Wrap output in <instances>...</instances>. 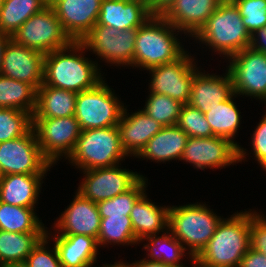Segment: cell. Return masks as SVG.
<instances>
[{
    "label": "cell",
    "mask_w": 266,
    "mask_h": 267,
    "mask_svg": "<svg viewBox=\"0 0 266 267\" xmlns=\"http://www.w3.org/2000/svg\"><path fill=\"white\" fill-rule=\"evenodd\" d=\"M87 52L80 41H73L65 48L45 54L43 83L75 93L94 88L106 75L99 61L85 56Z\"/></svg>",
    "instance_id": "1"
},
{
    "label": "cell",
    "mask_w": 266,
    "mask_h": 267,
    "mask_svg": "<svg viewBox=\"0 0 266 267\" xmlns=\"http://www.w3.org/2000/svg\"><path fill=\"white\" fill-rule=\"evenodd\" d=\"M249 249L250 209H244L223 217L194 263L200 267H239Z\"/></svg>",
    "instance_id": "2"
},
{
    "label": "cell",
    "mask_w": 266,
    "mask_h": 267,
    "mask_svg": "<svg viewBox=\"0 0 266 267\" xmlns=\"http://www.w3.org/2000/svg\"><path fill=\"white\" fill-rule=\"evenodd\" d=\"M182 34L162 15H153L137 30L133 69L148 70L179 59L187 51Z\"/></svg>",
    "instance_id": "3"
},
{
    "label": "cell",
    "mask_w": 266,
    "mask_h": 267,
    "mask_svg": "<svg viewBox=\"0 0 266 267\" xmlns=\"http://www.w3.org/2000/svg\"><path fill=\"white\" fill-rule=\"evenodd\" d=\"M195 44H202L219 57L228 59L249 47L251 35L243 24L239 9L232 0H223L193 37Z\"/></svg>",
    "instance_id": "4"
},
{
    "label": "cell",
    "mask_w": 266,
    "mask_h": 267,
    "mask_svg": "<svg viewBox=\"0 0 266 267\" xmlns=\"http://www.w3.org/2000/svg\"><path fill=\"white\" fill-rule=\"evenodd\" d=\"M205 202L170 205L168 230L195 259L206 247L223 219Z\"/></svg>",
    "instance_id": "5"
},
{
    "label": "cell",
    "mask_w": 266,
    "mask_h": 267,
    "mask_svg": "<svg viewBox=\"0 0 266 267\" xmlns=\"http://www.w3.org/2000/svg\"><path fill=\"white\" fill-rule=\"evenodd\" d=\"M129 157L122 148L118 126L82 130L68 163L80 171L111 167Z\"/></svg>",
    "instance_id": "6"
},
{
    "label": "cell",
    "mask_w": 266,
    "mask_h": 267,
    "mask_svg": "<svg viewBox=\"0 0 266 267\" xmlns=\"http://www.w3.org/2000/svg\"><path fill=\"white\" fill-rule=\"evenodd\" d=\"M115 94L105 78L94 88L77 93L74 116L81 130L118 125L126 103Z\"/></svg>",
    "instance_id": "7"
},
{
    "label": "cell",
    "mask_w": 266,
    "mask_h": 267,
    "mask_svg": "<svg viewBox=\"0 0 266 267\" xmlns=\"http://www.w3.org/2000/svg\"><path fill=\"white\" fill-rule=\"evenodd\" d=\"M138 29L119 31L113 27L95 25L80 41L86 49L107 66L132 67Z\"/></svg>",
    "instance_id": "8"
},
{
    "label": "cell",
    "mask_w": 266,
    "mask_h": 267,
    "mask_svg": "<svg viewBox=\"0 0 266 267\" xmlns=\"http://www.w3.org/2000/svg\"><path fill=\"white\" fill-rule=\"evenodd\" d=\"M11 39L43 54L65 48L73 42L64 31L54 9L49 6L32 15Z\"/></svg>",
    "instance_id": "9"
},
{
    "label": "cell",
    "mask_w": 266,
    "mask_h": 267,
    "mask_svg": "<svg viewBox=\"0 0 266 267\" xmlns=\"http://www.w3.org/2000/svg\"><path fill=\"white\" fill-rule=\"evenodd\" d=\"M33 128L42 154L53 167L69 158L82 131L75 116L33 118Z\"/></svg>",
    "instance_id": "10"
},
{
    "label": "cell",
    "mask_w": 266,
    "mask_h": 267,
    "mask_svg": "<svg viewBox=\"0 0 266 267\" xmlns=\"http://www.w3.org/2000/svg\"><path fill=\"white\" fill-rule=\"evenodd\" d=\"M195 58L190 51H186L176 61L148 69L151 78L148 92L167 95L183 105L187 104L194 74L201 67H198Z\"/></svg>",
    "instance_id": "11"
},
{
    "label": "cell",
    "mask_w": 266,
    "mask_h": 267,
    "mask_svg": "<svg viewBox=\"0 0 266 267\" xmlns=\"http://www.w3.org/2000/svg\"><path fill=\"white\" fill-rule=\"evenodd\" d=\"M53 165L44 157L34 128L18 138L0 142V171L9 174H47Z\"/></svg>",
    "instance_id": "12"
},
{
    "label": "cell",
    "mask_w": 266,
    "mask_h": 267,
    "mask_svg": "<svg viewBox=\"0 0 266 267\" xmlns=\"http://www.w3.org/2000/svg\"><path fill=\"white\" fill-rule=\"evenodd\" d=\"M227 60L234 93L258 99L266 106V55L247 47Z\"/></svg>",
    "instance_id": "13"
},
{
    "label": "cell",
    "mask_w": 266,
    "mask_h": 267,
    "mask_svg": "<svg viewBox=\"0 0 266 267\" xmlns=\"http://www.w3.org/2000/svg\"><path fill=\"white\" fill-rule=\"evenodd\" d=\"M117 164L111 167L96 168L79 171L83 178L79 182L78 189L84 198L98 203L111 199L129 190L143 175L131 169L123 168Z\"/></svg>",
    "instance_id": "14"
},
{
    "label": "cell",
    "mask_w": 266,
    "mask_h": 267,
    "mask_svg": "<svg viewBox=\"0 0 266 267\" xmlns=\"http://www.w3.org/2000/svg\"><path fill=\"white\" fill-rule=\"evenodd\" d=\"M180 161L197 170H221L239 163V147L225 137H189Z\"/></svg>",
    "instance_id": "15"
},
{
    "label": "cell",
    "mask_w": 266,
    "mask_h": 267,
    "mask_svg": "<svg viewBox=\"0 0 266 267\" xmlns=\"http://www.w3.org/2000/svg\"><path fill=\"white\" fill-rule=\"evenodd\" d=\"M45 54L9 39L4 49L0 75L32 85L43 84Z\"/></svg>",
    "instance_id": "16"
},
{
    "label": "cell",
    "mask_w": 266,
    "mask_h": 267,
    "mask_svg": "<svg viewBox=\"0 0 266 267\" xmlns=\"http://www.w3.org/2000/svg\"><path fill=\"white\" fill-rule=\"evenodd\" d=\"M74 194L50 229L59 235H86L97 239L101 223L97 203L84 198L77 191Z\"/></svg>",
    "instance_id": "17"
},
{
    "label": "cell",
    "mask_w": 266,
    "mask_h": 267,
    "mask_svg": "<svg viewBox=\"0 0 266 267\" xmlns=\"http://www.w3.org/2000/svg\"><path fill=\"white\" fill-rule=\"evenodd\" d=\"M233 94V82L227 69L225 73L216 75L199 68L194 74L187 104L206 113L210 108L228 100Z\"/></svg>",
    "instance_id": "18"
},
{
    "label": "cell",
    "mask_w": 266,
    "mask_h": 267,
    "mask_svg": "<svg viewBox=\"0 0 266 267\" xmlns=\"http://www.w3.org/2000/svg\"><path fill=\"white\" fill-rule=\"evenodd\" d=\"M102 0H61L52 8L64 31L73 41H81L95 26Z\"/></svg>",
    "instance_id": "19"
},
{
    "label": "cell",
    "mask_w": 266,
    "mask_h": 267,
    "mask_svg": "<svg viewBox=\"0 0 266 267\" xmlns=\"http://www.w3.org/2000/svg\"><path fill=\"white\" fill-rule=\"evenodd\" d=\"M223 0H176L162 14L184 36L192 39ZM186 36V37H185Z\"/></svg>",
    "instance_id": "20"
},
{
    "label": "cell",
    "mask_w": 266,
    "mask_h": 267,
    "mask_svg": "<svg viewBox=\"0 0 266 267\" xmlns=\"http://www.w3.org/2000/svg\"><path fill=\"white\" fill-rule=\"evenodd\" d=\"M124 107L118 123L122 148L130 157H136L147 142L162 129V125L147 115L142 109L128 112Z\"/></svg>",
    "instance_id": "21"
},
{
    "label": "cell",
    "mask_w": 266,
    "mask_h": 267,
    "mask_svg": "<svg viewBox=\"0 0 266 267\" xmlns=\"http://www.w3.org/2000/svg\"><path fill=\"white\" fill-rule=\"evenodd\" d=\"M46 237L53 241L62 267L96 265L99 257L97 239L86 235H59L48 230V227Z\"/></svg>",
    "instance_id": "22"
},
{
    "label": "cell",
    "mask_w": 266,
    "mask_h": 267,
    "mask_svg": "<svg viewBox=\"0 0 266 267\" xmlns=\"http://www.w3.org/2000/svg\"><path fill=\"white\" fill-rule=\"evenodd\" d=\"M153 14L141 0H102L100 14L95 25L121 30L138 29Z\"/></svg>",
    "instance_id": "23"
},
{
    "label": "cell",
    "mask_w": 266,
    "mask_h": 267,
    "mask_svg": "<svg viewBox=\"0 0 266 267\" xmlns=\"http://www.w3.org/2000/svg\"><path fill=\"white\" fill-rule=\"evenodd\" d=\"M45 176L47 174L3 175L0 180V201L20 207L36 208Z\"/></svg>",
    "instance_id": "24"
},
{
    "label": "cell",
    "mask_w": 266,
    "mask_h": 267,
    "mask_svg": "<svg viewBox=\"0 0 266 267\" xmlns=\"http://www.w3.org/2000/svg\"><path fill=\"white\" fill-rule=\"evenodd\" d=\"M189 136L176 125L164 126L135 157L156 163L181 160Z\"/></svg>",
    "instance_id": "25"
},
{
    "label": "cell",
    "mask_w": 266,
    "mask_h": 267,
    "mask_svg": "<svg viewBox=\"0 0 266 267\" xmlns=\"http://www.w3.org/2000/svg\"><path fill=\"white\" fill-rule=\"evenodd\" d=\"M145 192L134 204L130 213L135 237L140 242L150 235L168 230L170 205H158Z\"/></svg>",
    "instance_id": "26"
},
{
    "label": "cell",
    "mask_w": 266,
    "mask_h": 267,
    "mask_svg": "<svg viewBox=\"0 0 266 267\" xmlns=\"http://www.w3.org/2000/svg\"><path fill=\"white\" fill-rule=\"evenodd\" d=\"M142 243H144L142 249L147 253V256L144 258L149 261H158L177 267H188L185 266V263L183 264V260L185 259L186 261V257L188 256L187 260L191 261L190 264L194 262V259L185 250L181 242L169 230L160 233V236L159 234H154L143 238L139 244Z\"/></svg>",
    "instance_id": "27"
},
{
    "label": "cell",
    "mask_w": 266,
    "mask_h": 267,
    "mask_svg": "<svg viewBox=\"0 0 266 267\" xmlns=\"http://www.w3.org/2000/svg\"><path fill=\"white\" fill-rule=\"evenodd\" d=\"M77 93L44 83L37 90L33 118H61L74 116Z\"/></svg>",
    "instance_id": "28"
},
{
    "label": "cell",
    "mask_w": 266,
    "mask_h": 267,
    "mask_svg": "<svg viewBox=\"0 0 266 267\" xmlns=\"http://www.w3.org/2000/svg\"><path fill=\"white\" fill-rule=\"evenodd\" d=\"M235 98H238V95L234 93L228 100L210 108L204 114L215 136L228 138L239 147L235 137L241 127L242 116Z\"/></svg>",
    "instance_id": "29"
},
{
    "label": "cell",
    "mask_w": 266,
    "mask_h": 267,
    "mask_svg": "<svg viewBox=\"0 0 266 267\" xmlns=\"http://www.w3.org/2000/svg\"><path fill=\"white\" fill-rule=\"evenodd\" d=\"M46 233H16L0 230V267L24 264Z\"/></svg>",
    "instance_id": "30"
},
{
    "label": "cell",
    "mask_w": 266,
    "mask_h": 267,
    "mask_svg": "<svg viewBox=\"0 0 266 267\" xmlns=\"http://www.w3.org/2000/svg\"><path fill=\"white\" fill-rule=\"evenodd\" d=\"M35 211L36 208L20 207L0 201V230L16 233H46L47 227Z\"/></svg>",
    "instance_id": "31"
},
{
    "label": "cell",
    "mask_w": 266,
    "mask_h": 267,
    "mask_svg": "<svg viewBox=\"0 0 266 267\" xmlns=\"http://www.w3.org/2000/svg\"><path fill=\"white\" fill-rule=\"evenodd\" d=\"M45 7V0H3L0 7V32L12 37L22 24Z\"/></svg>",
    "instance_id": "32"
},
{
    "label": "cell",
    "mask_w": 266,
    "mask_h": 267,
    "mask_svg": "<svg viewBox=\"0 0 266 267\" xmlns=\"http://www.w3.org/2000/svg\"><path fill=\"white\" fill-rule=\"evenodd\" d=\"M37 90L30 84L0 75V108H14L33 115Z\"/></svg>",
    "instance_id": "33"
},
{
    "label": "cell",
    "mask_w": 266,
    "mask_h": 267,
    "mask_svg": "<svg viewBox=\"0 0 266 267\" xmlns=\"http://www.w3.org/2000/svg\"><path fill=\"white\" fill-rule=\"evenodd\" d=\"M99 248L116 246H136L139 241L135 237L130 216H108L101 218L99 235L97 238Z\"/></svg>",
    "instance_id": "34"
},
{
    "label": "cell",
    "mask_w": 266,
    "mask_h": 267,
    "mask_svg": "<svg viewBox=\"0 0 266 267\" xmlns=\"http://www.w3.org/2000/svg\"><path fill=\"white\" fill-rule=\"evenodd\" d=\"M148 178L142 176L129 190L111 199L97 203L101 218L108 216H130L135 202L145 193L148 187Z\"/></svg>",
    "instance_id": "35"
},
{
    "label": "cell",
    "mask_w": 266,
    "mask_h": 267,
    "mask_svg": "<svg viewBox=\"0 0 266 267\" xmlns=\"http://www.w3.org/2000/svg\"><path fill=\"white\" fill-rule=\"evenodd\" d=\"M144 105L141 109L164 127L176 125L183 104L167 95L149 92Z\"/></svg>",
    "instance_id": "36"
},
{
    "label": "cell",
    "mask_w": 266,
    "mask_h": 267,
    "mask_svg": "<svg viewBox=\"0 0 266 267\" xmlns=\"http://www.w3.org/2000/svg\"><path fill=\"white\" fill-rule=\"evenodd\" d=\"M33 128V116L14 108H0V142L27 134Z\"/></svg>",
    "instance_id": "37"
},
{
    "label": "cell",
    "mask_w": 266,
    "mask_h": 267,
    "mask_svg": "<svg viewBox=\"0 0 266 267\" xmlns=\"http://www.w3.org/2000/svg\"><path fill=\"white\" fill-rule=\"evenodd\" d=\"M176 126L189 137L210 138L215 136L205 114L188 104L182 105Z\"/></svg>",
    "instance_id": "38"
},
{
    "label": "cell",
    "mask_w": 266,
    "mask_h": 267,
    "mask_svg": "<svg viewBox=\"0 0 266 267\" xmlns=\"http://www.w3.org/2000/svg\"><path fill=\"white\" fill-rule=\"evenodd\" d=\"M239 9L243 24L250 33L266 26V0H232Z\"/></svg>",
    "instance_id": "39"
},
{
    "label": "cell",
    "mask_w": 266,
    "mask_h": 267,
    "mask_svg": "<svg viewBox=\"0 0 266 267\" xmlns=\"http://www.w3.org/2000/svg\"><path fill=\"white\" fill-rule=\"evenodd\" d=\"M262 115V119L257 123V126L254 127L253 134L251 136V150L247 152L240 144L239 146V163L244 161L247 162V157L253 154V160L257 161L258 166H261L263 171L266 169V112ZM254 157V158H253ZM245 159V160H244Z\"/></svg>",
    "instance_id": "40"
},
{
    "label": "cell",
    "mask_w": 266,
    "mask_h": 267,
    "mask_svg": "<svg viewBox=\"0 0 266 267\" xmlns=\"http://www.w3.org/2000/svg\"><path fill=\"white\" fill-rule=\"evenodd\" d=\"M50 244L51 241L46 236L42 238L27 256L24 265L26 267H62L54 244Z\"/></svg>",
    "instance_id": "41"
},
{
    "label": "cell",
    "mask_w": 266,
    "mask_h": 267,
    "mask_svg": "<svg viewBox=\"0 0 266 267\" xmlns=\"http://www.w3.org/2000/svg\"><path fill=\"white\" fill-rule=\"evenodd\" d=\"M250 209V248L266 255V215Z\"/></svg>",
    "instance_id": "42"
},
{
    "label": "cell",
    "mask_w": 266,
    "mask_h": 267,
    "mask_svg": "<svg viewBox=\"0 0 266 267\" xmlns=\"http://www.w3.org/2000/svg\"><path fill=\"white\" fill-rule=\"evenodd\" d=\"M239 267H266V255L250 248L242 257Z\"/></svg>",
    "instance_id": "43"
},
{
    "label": "cell",
    "mask_w": 266,
    "mask_h": 267,
    "mask_svg": "<svg viewBox=\"0 0 266 267\" xmlns=\"http://www.w3.org/2000/svg\"><path fill=\"white\" fill-rule=\"evenodd\" d=\"M249 47L266 55V26L251 34Z\"/></svg>",
    "instance_id": "44"
},
{
    "label": "cell",
    "mask_w": 266,
    "mask_h": 267,
    "mask_svg": "<svg viewBox=\"0 0 266 267\" xmlns=\"http://www.w3.org/2000/svg\"><path fill=\"white\" fill-rule=\"evenodd\" d=\"M176 0H147L146 5L153 15H162Z\"/></svg>",
    "instance_id": "45"
},
{
    "label": "cell",
    "mask_w": 266,
    "mask_h": 267,
    "mask_svg": "<svg viewBox=\"0 0 266 267\" xmlns=\"http://www.w3.org/2000/svg\"><path fill=\"white\" fill-rule=\"evenodd\" d=\"M131 267H177L169 264H164L162 262L158 261H149L145 258H142L141 260H135L134 262L130 263L127 262Z\"/></svg>",
    "instance_id": "46"
},
{
    "label": "cell",
    "mask_w": 266,
    "mask_h": 267,
    "mask_svg": "<svg viewBox=\"0 0 266 267\" xmlns=\"http://www.w3.org/2000/svg\"><path fill=\"white\" fill-rule=\"evenodd\" d=\"M10 38H11L10 36L5 35L4 33L0 32V70H1V67H2L4 49H5L6 44L9 41Z\"/></svg>",
    "instance_id": "47"
},
{
    "label": "cell",
    "mask_w": 266,
    "mask_h": 267,
    "mask_svg": "<svg viewBox=\"0 0 266 267\" xmlns=\"http://www.w3.org/2000/svg\"><path fill=\"white\" fill-rule=\"evenodd\" d=\"M102 267H131L126 260H116V262H114V264H109V263H104L102 265Z\"/></svg>",
    "instance_id": "48"
},
{
    "label": "cell",
    "mask_w": 266,
    "mask_h": 267,
    "mask_svg": "<svg viewBox=\"0 0 266 267\" xmlns=\"http://www.w3.org/2000/svg\"><path fill=\"white\" fill-rule=\"evenodd\" d=\"M58 1H61V0H45L46 5L49 7H53Z\"/></svg>",
    "instance_id": "49"
},
{
    "label": "cell",
    "mask_w": 266,
    "mask_h": 267,
    "mask_svg": "<svg viewBox=\"0 0 266 267\" xmlns=\"http://www.w3.org/2000/svg\"><path fill=\"white\" fill-rule=\"evenodd\" d=\"M3 267H26L24 264H14V265H6Z\"/></svg>",
    "instance_id": "50"
},
{
    "label": "cell",
    "mask_w": 266,
    "mask_h": 267,
    "mask_svg": "<svg viewBox=\"0 0 266 267\" xmlns=\"http://www.w3.org/2000/svg\"><path fill=\"white\" fill-rule=\"evenodd\" d=\"M192 265H193L192 267H200V266H198V265H197L196 263H194V262L192 263Z\"/></svg>",
    "instance_id": "51"
}]
</instances>
